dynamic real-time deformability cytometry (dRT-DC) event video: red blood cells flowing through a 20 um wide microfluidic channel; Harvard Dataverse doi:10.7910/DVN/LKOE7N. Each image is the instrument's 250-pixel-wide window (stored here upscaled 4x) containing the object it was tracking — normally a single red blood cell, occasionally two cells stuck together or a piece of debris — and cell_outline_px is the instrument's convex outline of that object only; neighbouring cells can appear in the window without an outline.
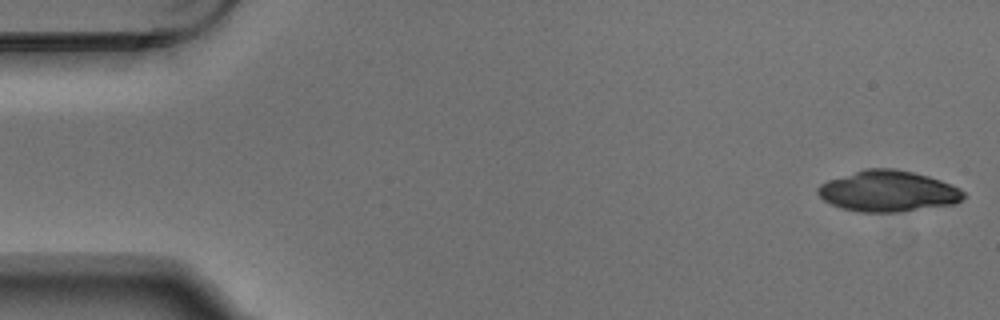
{"species": "Egyptian fruit bat (a non-hibernating species)", "species_latin": "Rousettus aegyptiacus", "temperature_condition": "warm", "stored_images_in_passage": 5, "camera_frame_rate_fps": 3000, "um_per_image_px": 0.085, "animal": {"sex": "male"}, "frame": {"image": 1, "passage_image": 1, "time_ms": 0.0, "image_size_px": [1000, 320], "cell_outline_px": [[968, 196], [964, 200], [956, 204], [900, 212], [860, 212], [840, 208], [824, 200], [816, 192], [816, 188], [820, 184], [828, 180], [864, 168], [892, 168], [912, 172], [928, 176], [952, 184], [960, 188]], "centroid_in_image_um": [75.52, 16.26], "position_along_channel_um": 9.5, "area_um2": 35.2}}